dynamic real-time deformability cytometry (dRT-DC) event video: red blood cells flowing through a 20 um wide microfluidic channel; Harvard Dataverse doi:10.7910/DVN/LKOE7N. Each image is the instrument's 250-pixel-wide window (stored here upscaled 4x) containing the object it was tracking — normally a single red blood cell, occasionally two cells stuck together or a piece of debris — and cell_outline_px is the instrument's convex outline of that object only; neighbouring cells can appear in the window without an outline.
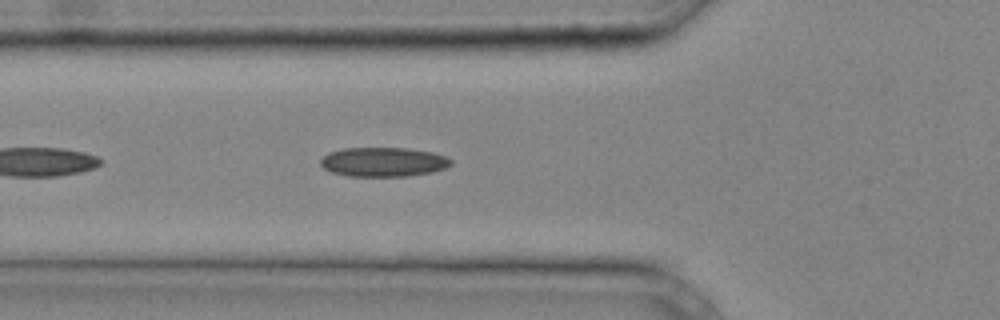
{"species": "common noctule bat (a hibernating species)", "species_latin": "Nyctalus noctula", "temperature_condition": "cold", "stored_images_in_passage": 34, "camera_frame_rate_fps": 3000, "um_per_image_px": 0.085, "animal": {"sex": "male", "body_mass_g": 20.4}, "frame": {"image": 1, "passage_image": 10, "time_ms": 3.0, "image_size_px": [1000, 320], "cell_outline_px": [[452, 164], [444, 168], [432, 172], [408, 176], [348, 176], [332, 172], [324, 168], [320, 164], [320, 160], [328, 152], [344, 148], [408, 148], [432, 152], [448, 156], [452, 160]], "centroid_in_image_um": [32.6, 13.76], "position_along_channel_um": 93.2, "area_um2": 22.37}}
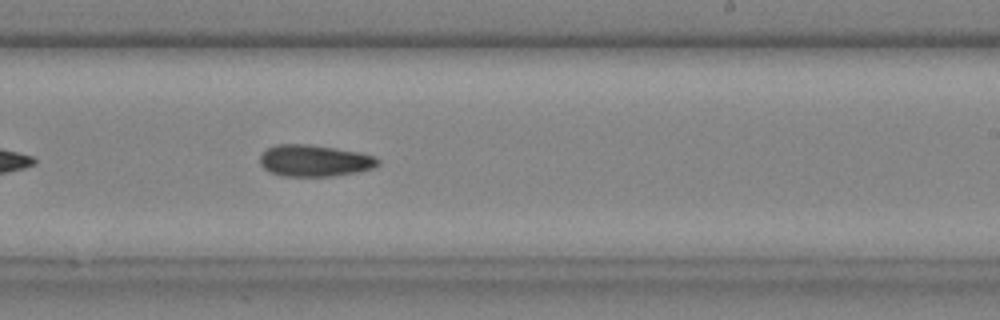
{"frame": {"image": 2, "passage_image": 20, "time_ms": 6.333, "image_size_px": [1000, 320], "cell_outline_px": [[380, 164], [372, 168], [356, 172], [332, 176], [284, 176], [272, 172], [264, 168], [260, 164], [260, 156], [268, 148], [276, 144], [312, 144], [360, 152], [376, 156], [380, 160]], "centroid_in_image_um": [26.76, 13.64], "position_along_channel_um": 262.2, "area_um2": 21.79}}